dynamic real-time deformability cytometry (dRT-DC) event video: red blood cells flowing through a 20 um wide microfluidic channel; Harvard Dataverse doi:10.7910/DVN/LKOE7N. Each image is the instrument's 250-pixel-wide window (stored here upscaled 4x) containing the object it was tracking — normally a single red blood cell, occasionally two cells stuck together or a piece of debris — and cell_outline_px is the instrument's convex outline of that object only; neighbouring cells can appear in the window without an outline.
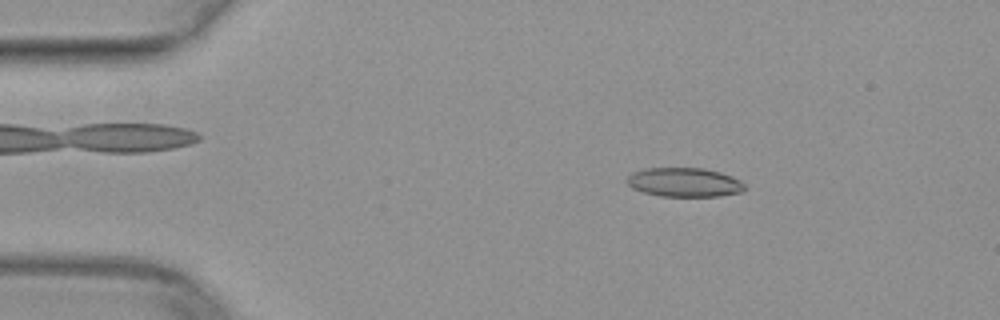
{"species": "common noctule bat (a hibernating species)", "species_latin": "Nyctalus noctula", "temperature_condition": "warm", "stored_images_in_passage": 50, "camera_frame_rate_fps": 3000, "um_per_image_px": 0.085, "animal": {"sex": "female", "body_mass_g": 29.2, "forearm_length_mm": 56.3}, "frame": {"image": 1, "passage_image": 8, "time_ms": 2.333, "image_size_px": [1000, 320], "cell_outline_px": [[744, 188], [740, 192], [720, 196], [660, 196], [644, 192], [632, 188], [628, 184], [628, 176], [632, 172], [644, 168], [704, 168], [720, 172], [732, 176], [740, 180], [744, 184]], "centroid_in_image_um": [58.16, 15.49], "position_along_channel_um": 26.8, "area_um2": 19.88}}
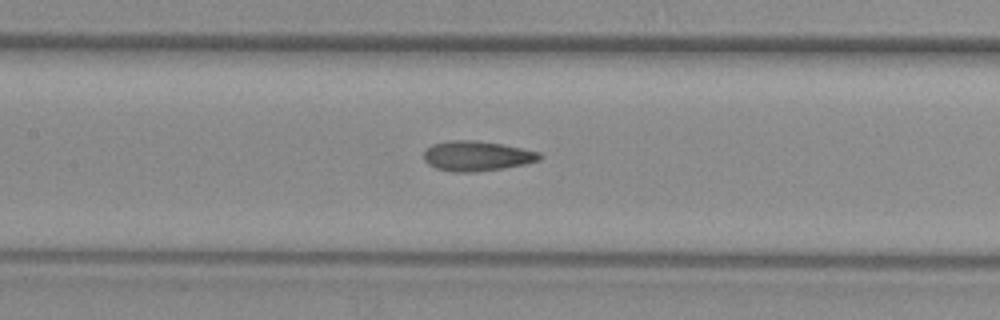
{"frame": {"image": 2, "passage_image": 23, "time_ms": 7.333, "image_size_px": [1000, 320], "cell_outline_px": [[540, 160], [524, 164], [504, 168], [476, 172], [452, 172], [436, 168], [428, 164], [424, 160], [424, 152], [432, 144], [452, 140], [472, 140], [500, 144], [540, 152]], "centroid_in_image_um": [40.5, 13.27], "position_along_channel_um": 166.9, "area_um2": 20.06}}
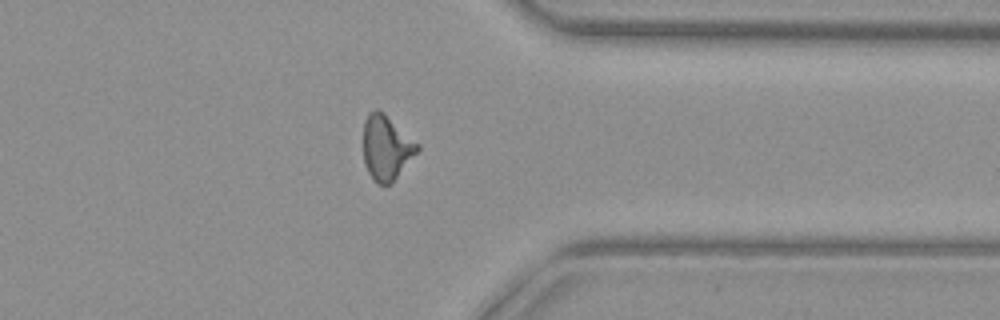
{"frame": {"image": 3, "passage_image": 39, "time_ms": 12.667, "image_size_px": [1000, 320], "cell_outline_px": [[420, 148], [392, 184], [380, 184], [372, 180], [364, 164], [364, 120], [368, 112], [376, 108], [384, 112], [420, 144]], "centroid_in_image_um": [32.84, 12.53], "position_along_channel_um": 378.6, "area_um2": 20.63}}